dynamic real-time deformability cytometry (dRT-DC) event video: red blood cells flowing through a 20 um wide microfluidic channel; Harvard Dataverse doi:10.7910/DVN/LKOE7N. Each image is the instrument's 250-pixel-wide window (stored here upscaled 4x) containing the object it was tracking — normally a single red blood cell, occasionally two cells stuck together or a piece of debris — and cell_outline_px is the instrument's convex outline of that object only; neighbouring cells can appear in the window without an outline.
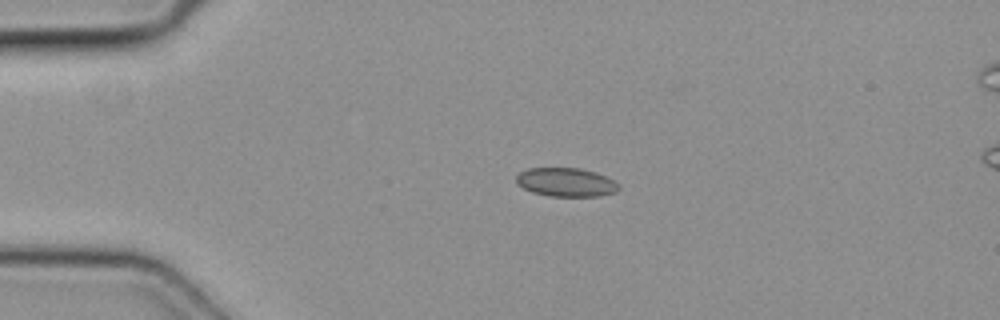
{"species": "common noctule bat (a hibernating species)", "species_latin": "Nyctalus noctula", "temperature_condition": "cold", "stored_images_in_passage": 5, "camera_frame_rate_fps": 3000, "um_per_image_px": 0.085, "animal": {"sex": "female", "body_mass_g": 19.3, "forearm_length_mm": 54.1}, "frame": {"image": 1, "passage_image": 3, "time_ms": 0.667, "image_size_px": [1000, 320], "cell_outline_px": [[620, 188], [616, 192], [600, 196], [548, 196], [532, 192], [516, 184], [516, 176], [520, 172], [528, 168], [580, 168], [596, 172], [620, 184]], "centroid_in_image_um": [48.11, 15.49], "position_along_channel_um": 36.9, "area_um2": 17.22}}